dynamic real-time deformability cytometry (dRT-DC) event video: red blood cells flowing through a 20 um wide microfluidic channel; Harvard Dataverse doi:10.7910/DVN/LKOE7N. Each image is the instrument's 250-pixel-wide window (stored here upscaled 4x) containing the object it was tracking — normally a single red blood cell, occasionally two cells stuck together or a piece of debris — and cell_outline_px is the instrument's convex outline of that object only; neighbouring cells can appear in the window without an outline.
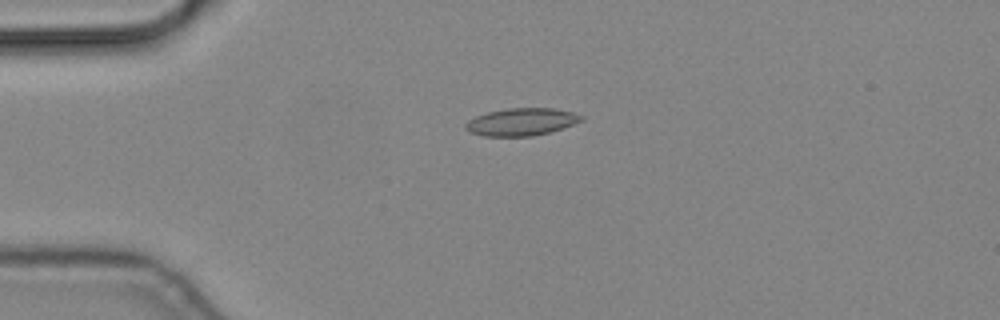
{"species": "common noctule bat (a hibernating species)", "species_latin": "Nyctalus noctula", "temperature_condition": "cold", "stored_images_in_passage": 6, "camera_frame_rate_fps": 3000, "um_per_image_px": 0.085, "animal": {"sex": "male", "body_mass_g": 19.2, "forearm_length_mm": 51.8}, "frame": {"image": 1, "passage_image": 4, "time_ms": 1.0, "image_size_px": [1000, 320], "cell_outline_px": [[584, 120], [548, 132], [532, 136], [484, 136], [468, 132], [464, 128], [464, 124], [468, 120], [476, 116], [488, 112], [508, 108], [552, 108], [572, 112], [584, 116]], "centroid_in_image_um": [44.28, 10.36], "position_along_channel_um": 40.7, "area_um2": 18.44}}
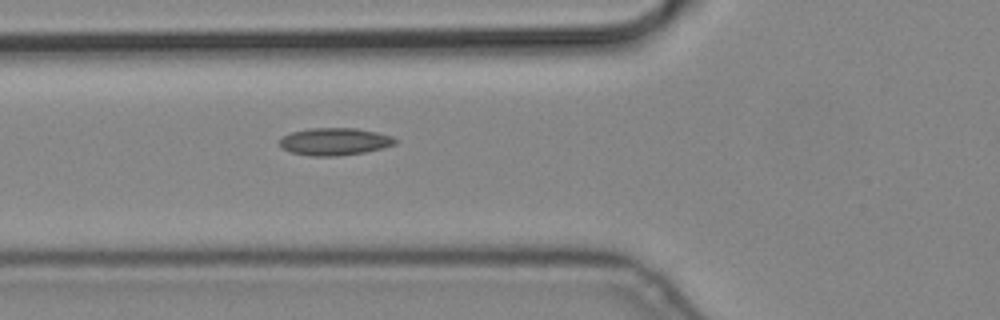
{"frame": {"image": 2, "passage_image": 6, "time_ms": 1.667, "image_size_px": [1000, 320], "cell_outline_px": [[400, 140], [396, 144], [384, 148], [364, 152], [340, 156], [312, 156], [292, 152], [280, 148], [280, 140], [284, 136], [292, 132], [312, 128], [356, 128], [376, 132], [392, 136]], "centroid_in_image_um": [28.5, 12.04], "position_along_channel_um": 97.3, "area_um2": 18.5}}